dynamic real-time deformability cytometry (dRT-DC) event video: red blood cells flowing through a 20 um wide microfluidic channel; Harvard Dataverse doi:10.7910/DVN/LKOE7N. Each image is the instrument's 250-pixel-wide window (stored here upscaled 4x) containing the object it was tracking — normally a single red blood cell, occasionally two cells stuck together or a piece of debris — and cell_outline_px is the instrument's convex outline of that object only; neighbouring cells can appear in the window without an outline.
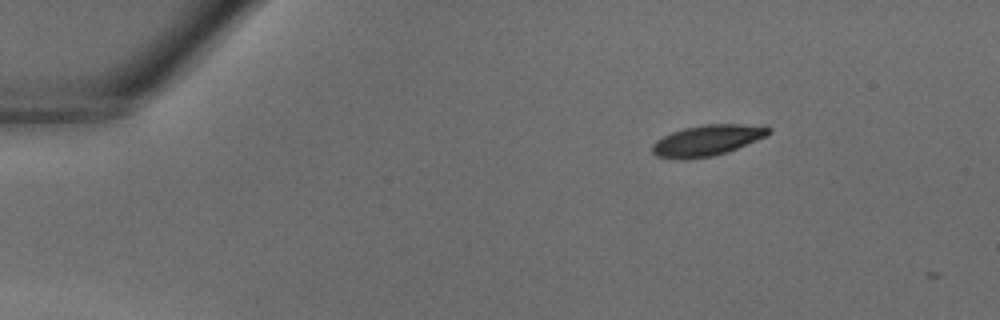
{"species": "common noctule bat (a hibernating species)", "species_latin": "Nyctalus noctula", "temperature_condition": "warm", "stored_images_in_passage": 2, "camera_frame_rate_fps": 3000, "um_per_image_px": 0.085, "animal": {"sex": "male", "body_mass_g": 18.8}, "frame": {"image": 1, "passage_image": 1, "time_ms": 0.0, "image_size_px": [1000, 320], "cell_outline_px": [[772, 132], [764, 136], [736, 148], [712, 156], [656, 156], [652, 152], [652, 144], [656, 140], [672, 132], [684, 128], [704, 124], [764, 124], [772, 128]], "centroid_in_image_um": [60.19, 11.85], "position_along_channel_um": 24.8, "area_um2": 20.06}}